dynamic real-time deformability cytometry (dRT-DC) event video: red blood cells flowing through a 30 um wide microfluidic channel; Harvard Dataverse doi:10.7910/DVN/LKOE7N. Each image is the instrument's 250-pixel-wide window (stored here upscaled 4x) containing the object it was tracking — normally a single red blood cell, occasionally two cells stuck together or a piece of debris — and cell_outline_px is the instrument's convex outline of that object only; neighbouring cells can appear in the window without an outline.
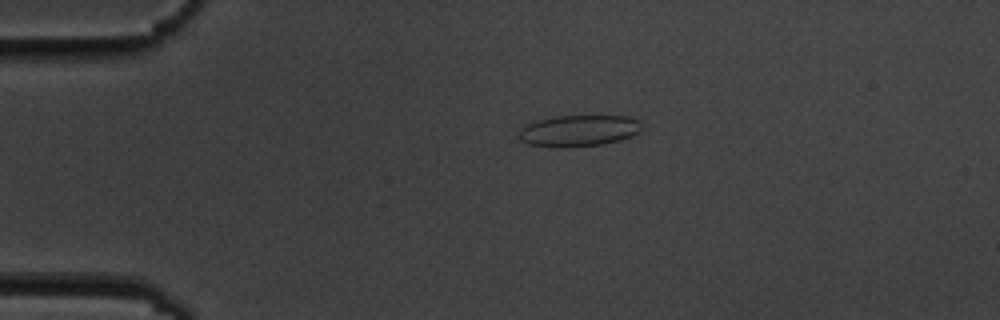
{"species": "common noctule bat (a hibernating species)", "species_latin": "Nyctalus noctula", "temperature_condition": "cold", "stored_images_in_passage": 34, "camera_frame_rate_fps": 3000, "um_per_image_px": 0.085, "animal": {"sex": "male", "body_mass_g": 19.5, "forearm_length_mm": 54.6}, "frame": {"image": 1, "passage_image": 1, "time_ms": 0.0, "image_size_px": [1000, 320], "cell_outline_px": [[640, 132], [632, 136], [620, 140], [600, 144], [564, 148], [528, 144], [520, 140], [516, 136], [520, 128], [524, 124], [536, 120], [556, 116], [628, 116], [636, 120], [640, 128]], "centroid_in_image_um": [49.1, 11.11], "position_along_channel_um": 35.9, "area_um2": 22.54}}
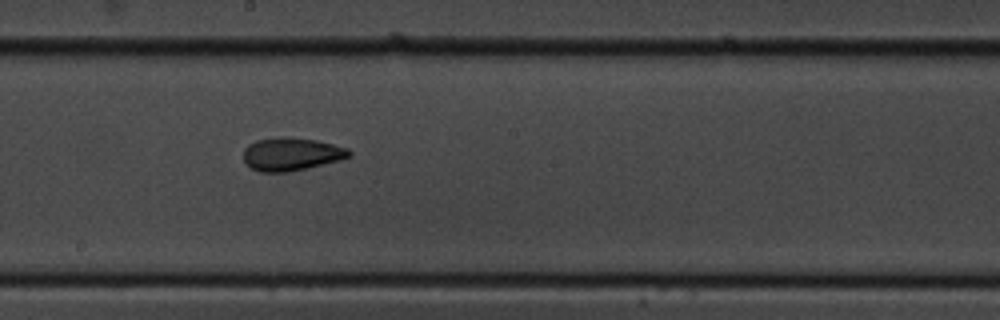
{"frame": {"image": 2, "passage_image": 20, "time_ms": 6.333, "image_size_px": [1000, 320], "cell_outline_px": [[352, 156], [340, 160], [308, 168], [288, 172], [260, 172], [244, 164], [244, 148], [248, 144], [256, 140], [280, 136], [316, 140], [348, 148], [352, 152]], "centroid_in_image_um": [24.75, 13.1], "position_along_channel_um": 223.4, "area_um2": 20.52}}
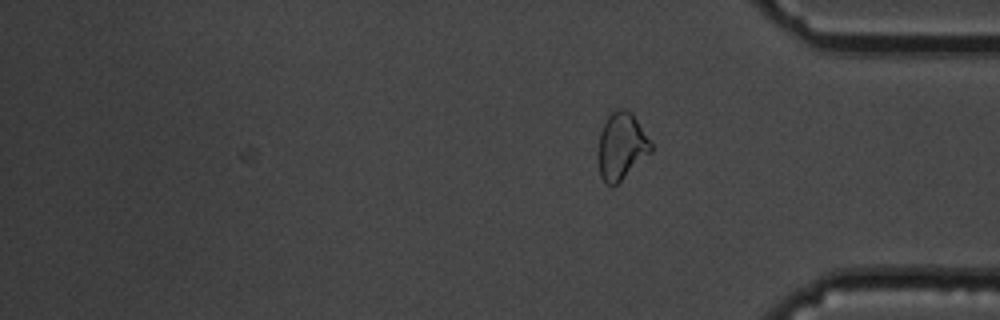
{"frame": {"image": 3, "passage_image": 34, "time_ms": 11.0, "image_size_px": [1000, 320], "cell_outline_px": [[652, 152], [612, 188], [604, 184], [600, 176], [596, 156], [596, 152], [600, 132], [604, 120], [616, 108], [624, 108], [632, 112], [652, 144]], "centroid_in_image_um": [52.77, 12.44], "position_along_channel_um": 382.4, "area_um2": 21.15}, "authors_computed_cell_mechanics": {"area_um2": 19.7098, "velocity_mm_per_s": 3.5951, "shape_relaxation_time_tau1_ms": 9.2264, "shape_relaxation_time_tau2_ms": 2.2819, "deformation_change_tau1": 0.1839, "deformation_change_tau2": 0.0742}}